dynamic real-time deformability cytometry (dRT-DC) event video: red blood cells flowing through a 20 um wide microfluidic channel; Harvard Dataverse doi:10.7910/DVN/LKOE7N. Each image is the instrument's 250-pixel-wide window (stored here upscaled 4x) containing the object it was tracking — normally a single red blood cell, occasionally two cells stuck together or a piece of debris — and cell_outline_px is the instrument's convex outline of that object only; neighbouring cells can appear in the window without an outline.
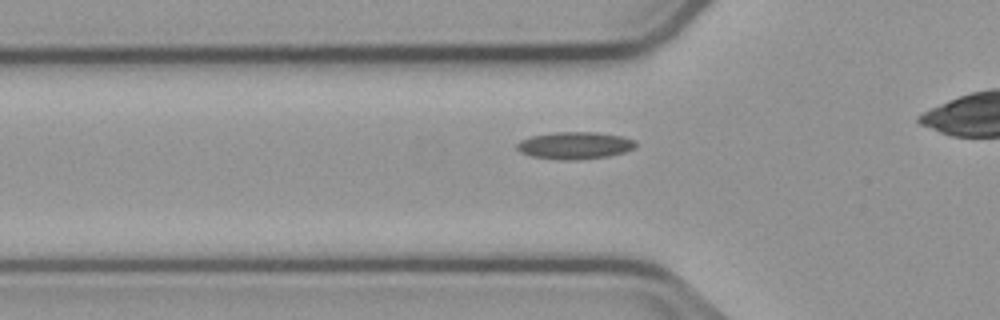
{"species": "common noctule bat (a hibernating species)", "species_latin": "Nyctalus noctula", "temperature_condition": "cold", "stored_images_in_passage": 38, "camera_frame_rate_fps": 3000, "um_per_image_px": 0.085, "animal": {"sex": "male", "body_mass_g": 23.1, "forearm_length_mm": 52.7}, "frame": {"image": 1, "passage_image": 12, "time_ms": 3.667, "image_size_px": [1000, 320], "cell_outline_px": [[636, 144], [632, 148], [624, 152], [608, 156], [580, 160], [556, 160], [532, 156], [520, 152], [516, 148], [516, 144], [520, 140], [532, 136], [556, 132], [596, 132], [620, 136], [636, 140]], "centroid_in_image_um": [48.83, 12.37], "position_along_channel_um": 77.0, "area_um2": 18.84}}
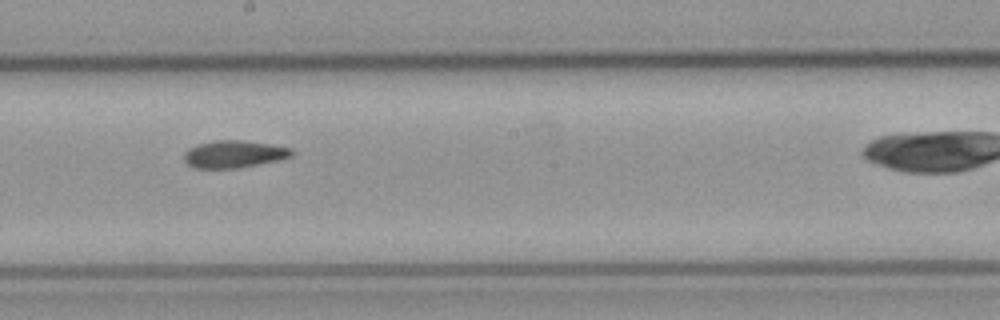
{"frame": {"image": 2, "passage_image": 24, "time_ms": 7.667, "image_size_px": [1000, 320], "cell_outline_px": [[292, 156], [280, 160], [240, 168], [196, 168], [188, 164], [184, 160], [184, 152], [188, 148], [196, 144], [216, 140], [244, 140], [272, 144], [292, 148]], "centroid_in_image_um": [19.9, 13.09], "position_along_channel_um": 228.3, "area_um2": 17.34}}
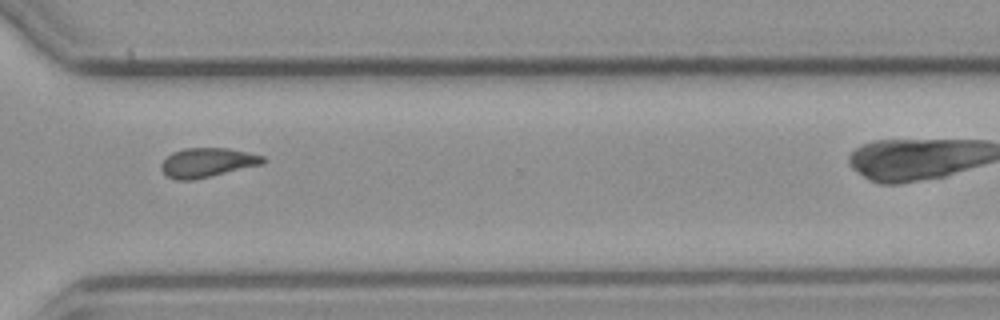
{"frame": {"image": 3, "passage_image": 34, "time_ms": 11.0, "image_size_px": [1000, 320], "cell_outline_px": [[264, 164], [212, 176], [192, 180], [176, 180], [168, 176], [160, 168], [160, 164], [172, 152], [184, 148], [228, 148], [248, 152], [264, 156]], "centroid_in_image_um": [17.63, 13.81], "position_along_channel_um": 353.0, "area_um2": 17.4}}